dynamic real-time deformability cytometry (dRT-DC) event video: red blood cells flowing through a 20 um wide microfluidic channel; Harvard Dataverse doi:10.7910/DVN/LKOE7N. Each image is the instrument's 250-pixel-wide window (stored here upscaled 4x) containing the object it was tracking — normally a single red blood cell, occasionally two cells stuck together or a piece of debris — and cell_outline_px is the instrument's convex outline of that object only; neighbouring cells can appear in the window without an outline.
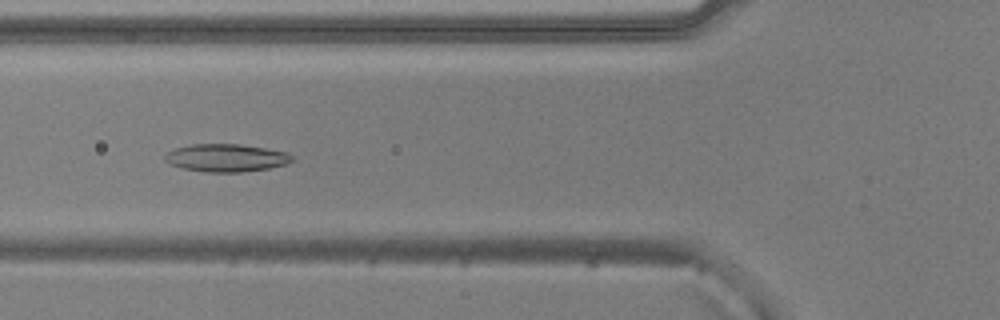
{"species": "common noctule bat (a hibernating species)", "species_latin": "Nyctalus noctula", "temperature_condition": "warm", "stored_images_in_passage": 51, "camera_frame_rate_fps": 3000, "um_per_image_px": 0.085, "animal": {"sex": "male", "body_mass_g": 20.5, "forearm_length_mm": 52.5}, "frame": {"image": 1, "passage_image": 18, "time_ms": 5.667, "image_size_px": [1000, 320], "cell_outline_px": [[296, 160], [288, 164], [268, 168], [240, 172], [204, 172], [184, 168], [172, 164], [164, 160], [164, 156], [168, 152], [176, 148], [192, 144], [240, 144], [288, 152]], "centroid_in_image_um": [19.27, 13.41], "position_along_channel_um": 106.5, "area_um2": 20.52}}
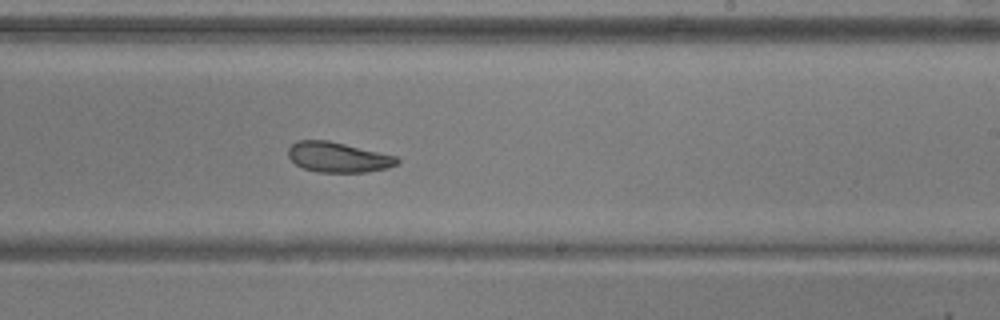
{"frame": {"image": 2, "passage_image": 30, "time_ms": 9.667, "image_size_px": [1000, 320], "cell_outline_px": [[400, 160], [396, 164], [388, 168], [368, 172], [316, 172], [304, 168], [296, 164], [288, 156], [288, 148], [296, 140], [328, 140], [396, 156]], "centroid_in_image_um": [28.72, 13.36], "position_along_channel_um": 260.3, "area_um2": 19.07}}
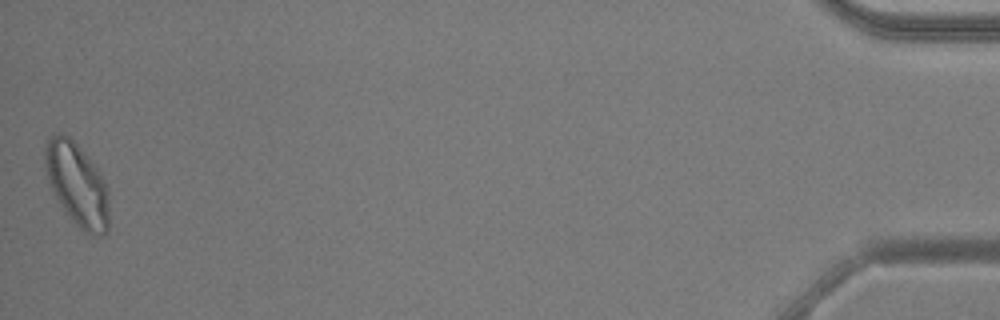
{"frame": {"image": 3, "passage_image": 51, "time_ms": 16.667, "image_size_px": [1000, 320], "cell_outline_px": [[108, 228], [104, 236], [96, 236], [80, 228], [64, 212], [52, 188], [48, 176], [44, 160], [44, 148], [48, 136], [68, 136], [80, 148], [100, 172], [108, 188]], "centroid_in_image_um": [6.57, 15.7], "position_along_channel_um": 428.6, "area_um2": 30.46}, "authors_computed_cell_mechanics": {"area_um2": 22.0218, "velocity_mm_per_s": 3.8411, "shape_relaxation_time_tau1_ms": 6.1955, "shape_relaxation_time_tau2_ms": 5.1324, "deformation_change_tau1": 0.1341, "deformation_change_tau2": 0.1024}}